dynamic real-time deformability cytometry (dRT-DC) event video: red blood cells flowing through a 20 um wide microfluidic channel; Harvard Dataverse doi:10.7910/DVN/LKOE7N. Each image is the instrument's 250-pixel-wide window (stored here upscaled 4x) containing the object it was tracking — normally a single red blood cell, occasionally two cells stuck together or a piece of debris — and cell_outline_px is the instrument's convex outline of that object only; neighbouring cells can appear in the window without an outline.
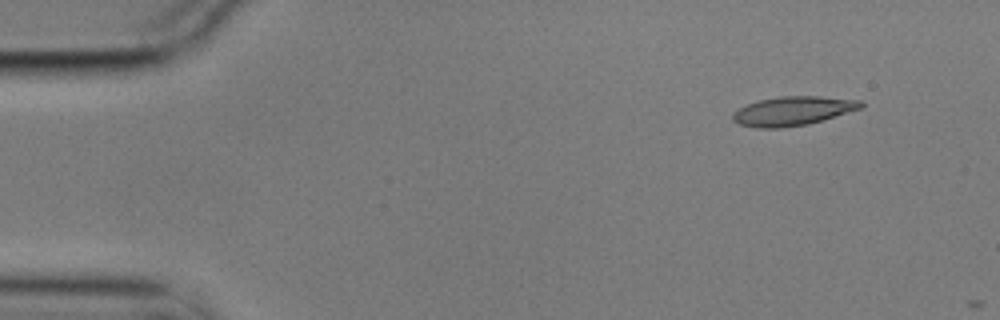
{"species": "common noctule bat (a hibernating species)", "species_latin": "Nyctalus noctula", "temperature_condition": "cold", "stored_images_in_passage": 2, "camera_frame_rate_fps": 3000, "um_per_image_px": 0.085, "animal": {"sex": "male", "body_mass_g": 17.9}, "frame": {"image": 1, "passage_image": 1, "time_ms": 0.0, "image_size_px": [1000, 320], "cell_outline_px": [[864, 104], [860, 108], [808, 124], [780, 128], [756, 128], [740, 124], [732, 120], [732, 116], [740, 108], [748, 104], [760, 100], [780, 96], [816, 96], [860, 100]], "centroid_in_image_um": [67.37, 9.43], "position_along_channel_um": 17.6, "area_um2": 21.27}}